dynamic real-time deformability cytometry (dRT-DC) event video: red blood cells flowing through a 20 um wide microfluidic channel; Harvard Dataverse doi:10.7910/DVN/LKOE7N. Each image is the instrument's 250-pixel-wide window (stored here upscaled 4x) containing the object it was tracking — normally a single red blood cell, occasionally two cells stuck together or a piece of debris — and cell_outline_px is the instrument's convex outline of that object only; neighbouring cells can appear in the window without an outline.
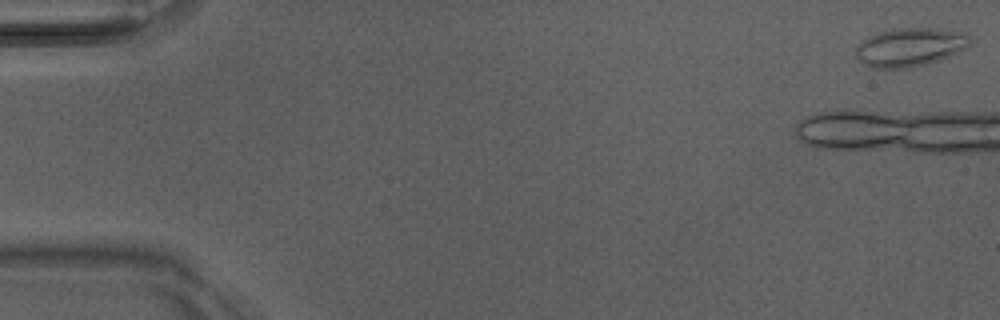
{"species": "Egyptian fruit bat (a non-hibernating species)", "species_latin": "Rousettus aegyptiacus", "temperature_condition": "room temperature", "stored_images_in_passage": 10, "camera_frame_rate_fps": 3000, "um_per_image_px": 0.085, "animal": {"sex": "male"}, "frame": {"image": 1, "passage_image": 1, "time_ms": 0.0, "image_size_px": [1000, 320], "cell_outline_px": [[976, 40], [968, 48], [948, 56], [924, 64], [908, 68], [872, 68], [864, 64], [856, 56], [856, 44], [868, 36], [892, 28], [936, 28], [964, 32]], "centroid_in_image_um": [77.38, 3.99], "position_along_channel_um": 7.6, "area_um2": 25.95}}